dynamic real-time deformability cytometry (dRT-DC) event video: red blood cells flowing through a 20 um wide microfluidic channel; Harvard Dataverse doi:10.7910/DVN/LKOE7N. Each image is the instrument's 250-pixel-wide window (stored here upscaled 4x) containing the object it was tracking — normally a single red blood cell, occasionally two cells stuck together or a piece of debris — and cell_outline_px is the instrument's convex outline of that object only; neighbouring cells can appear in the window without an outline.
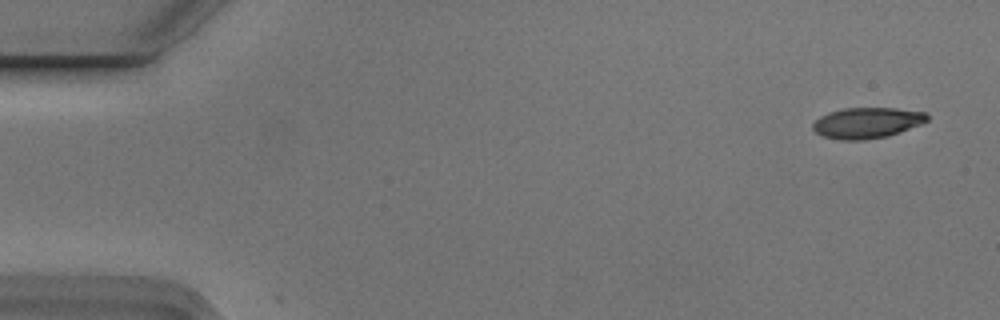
{"species": "Egyptian fruit bat (a non-hibernating species)", "species_latin": "Rousettus aegyptiacus", "temperature_condition": "cold", "stored_images_in_passage": 5, "camera_frame_rate_fps": 3000, "um_per_image_px": 0.085, "animal": {"sex": "male"}, "frame": {"image": 1, "passage_image": 1, "time_ms": 0.0, "image_size_px": [1000, 320], "cell_outline_px": [[928, 120], [920, 124], [888, 136], [864, 140], [840, 140], [824, 136], [816, 132], [812, 128], [812, 124], [820, 116], [828, 112], [844, 108], [896, 108], [924, 112], [928, 116]], "centroid_in_image_um": [73.67, 10.44], "position_along_channel_um": 11.3, "area_um2": 20.4}}
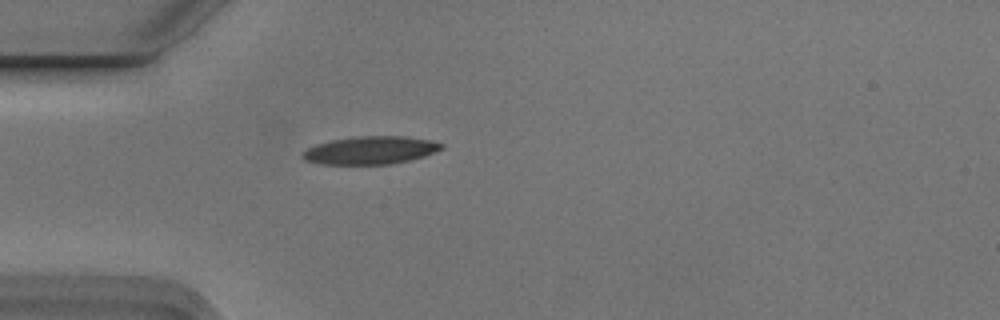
{"frame": {"image": 2, "passage_image": 5, "time_ms": 1.333, "image_size_px": [1000, 320], "cell_outline_px": [[444, 148], [424, 156], [392, 164], [320, 164], [304, 160], [300, 156], [308, 148], [316, 144], [332, 140], [360, 136], [408, 136], [432, 140], [444, 144]], "centroid_in_image_um": [31.51, 12.77], "position_along_channel_um": 53.5, "area_um2": 22.6}}